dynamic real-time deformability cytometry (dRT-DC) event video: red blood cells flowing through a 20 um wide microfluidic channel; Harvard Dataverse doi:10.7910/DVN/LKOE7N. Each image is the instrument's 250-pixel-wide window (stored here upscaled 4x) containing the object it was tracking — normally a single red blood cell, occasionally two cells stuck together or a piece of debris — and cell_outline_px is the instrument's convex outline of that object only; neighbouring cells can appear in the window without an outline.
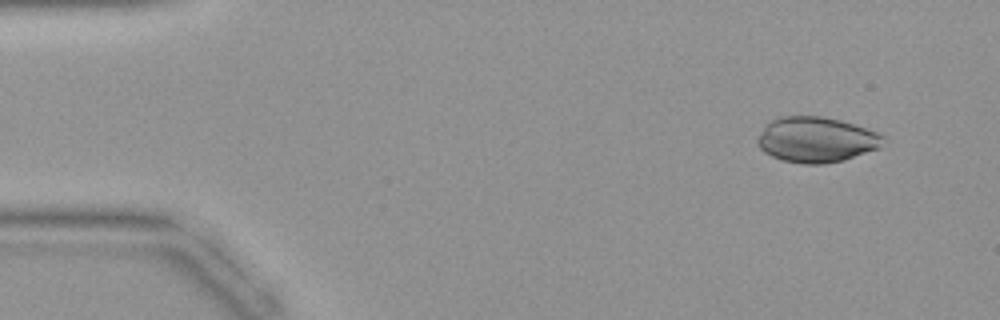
{"species": "common noctule bat (a hibernating species)", "species_latin": "Nyctalus noctula", "temperature_condition": "warm", "stored_images_in_passage": 40, "camera_frame_rate_fps": 3000, "um_per_image_px": 0.085, "animal": {"sex": "female", "body_mass_g": 19.9}, "frame": {"image": 1, "passage_image": 4, "time_ms": 1.0, "image_size_px": [1000, 320], "cell_outline_px": [[884, 136], [880, 148], [844, 160], [824, 164], [804, 164], [784, 160], [772, 156], [764, 152], [756, 144], [756, 140], [760, 132], [772, 120], [780, 116], [824, 116], [840, 120], [876, 132]], "centroid_in_image_um": [69.36, 11.87], "position_along_channel_um": 15.6, "area_um2": 33.12}}
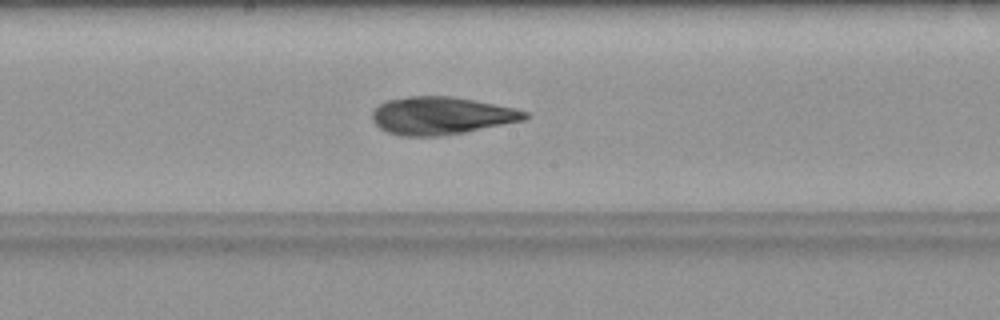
{"frame": {"image": 2, "passage_image": 23, "time_ms": 7.333, "image_size_px": [1000, 320], "cell_outline_px": [[528, 120], [444, 136], [400, 136], [388, 132], [380, 128], [372, 120], [372, 112], [380, 104], [388, 100], [408, 96], [452, 96], [516, 108], [528, 112]], "centroid_in_image_um": [37.55, 9.84], "position_along_channel_um": 210.7, "area_um2": 33.7}}
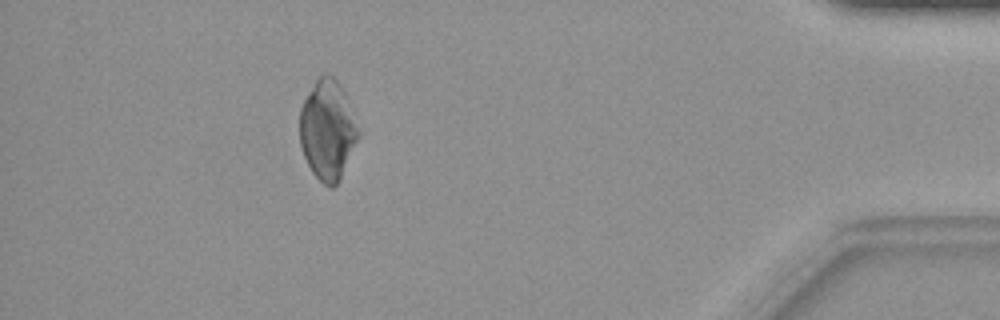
{"frame": {"image": 3, "passage_image": 39, "time_ms": 12.667, "image_size_px": [1000, 320], "cell_outline_px": [[360, 136], [340, 180], [332, 188], [324, 184], [312, 172], [304, 156], [300, 144], [300, 108], [304, 100], [316, 80], [324, 72], [328, 72], [340, 84], [344, 92], [360, 132]], "centroid_in_image_um": [27.85, 11.05], "position_along_channel_um": 407.4, "area_um2": 33.93}}